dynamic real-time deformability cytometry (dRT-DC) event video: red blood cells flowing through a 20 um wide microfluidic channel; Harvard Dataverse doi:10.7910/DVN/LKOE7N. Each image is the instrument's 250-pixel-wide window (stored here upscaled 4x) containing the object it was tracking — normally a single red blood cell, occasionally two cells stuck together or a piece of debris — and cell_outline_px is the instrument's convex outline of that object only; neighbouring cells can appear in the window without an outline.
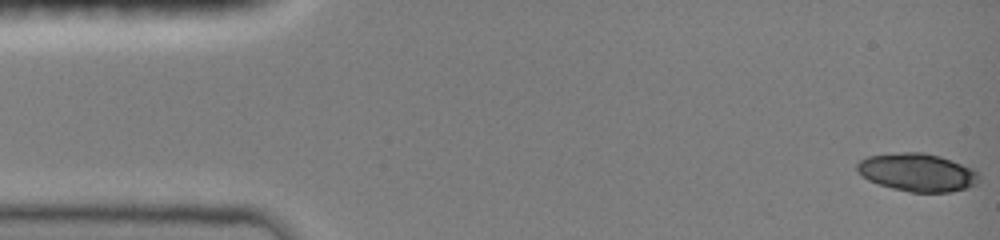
{"species": "common noctule bat (a hibernating species)", "species_latin": "Nyctalus noctula", "temperature_condition": "room temperature", "stored_images_in_passage": 7, "camera_frame_rate_fps": 3000, "um_per_image_px": 0.085, "animal": {"sex": "female", "body_mass_g": 19.0, "forearm_length_mm": 51.5}, "frame": {"image": 1, "passage_image": 1, "time_ms": 0.0, "image_size_px": [1000, 240], "cell_outline_px": [[980, 180], [976, 184], [968, 188], [952, 192], [912, 192], [892, 188], [868, 180], [856, 168], [856, 164], [860, 160], [868, 156], [904, 152], [924, 152], [940, 156], [976, 168], [980, 176]], "centroid_in_image_um": [78.05, 14.65], "position_along_channel_um": 6.9, "area_um2": 27.17}}